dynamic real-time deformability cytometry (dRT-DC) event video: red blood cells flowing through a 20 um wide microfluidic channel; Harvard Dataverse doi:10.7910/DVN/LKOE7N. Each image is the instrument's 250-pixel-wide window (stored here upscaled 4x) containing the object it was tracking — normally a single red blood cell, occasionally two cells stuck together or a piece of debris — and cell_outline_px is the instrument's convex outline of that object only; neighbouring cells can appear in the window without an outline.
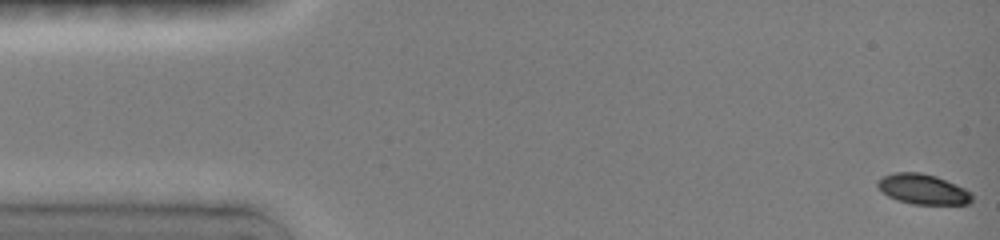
{"species": "common noctule bat (a hibernating species)", "species_latin": "Nyctalus noctula", "temperature_condition": "room temperature", "stored_images_in_passage": 6, "camera_frame_rate_fps": 3000, "um_per_image_px": 0.085, "animal": {"sex": "female", "body_mass_g": 19.0, "forearm_length_mm": 51.5}, "frame": {"image": 1, "passage_image": 1, "time_ms": 0.0, "image_size_px": [1000, 240], "cell_outline_px": [[972, 200], [968, 204], [912, 204], [896, 200], [888, 196], [876, 184], [876, 180], [884, 176], [896, 172], [920, 172], [936, 176], [956, 184], [972, 192]], "centroid_in_image_um": [78.45, 16.08], "position_along_channel_um": 6.5, "area_um2": 16.59}}
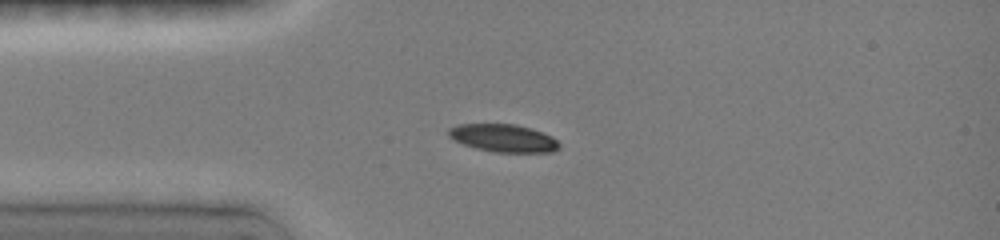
{"frame": {"image": 2, "passage_image": 5, "time_ms": 3.667, "image_size_px": [1000, 240], "cell_outline_px": [[560, 148], [552, 152], [492, 152], [476, 148], [464, 144], [448, 136], [448, 128], [456, 124], [516, 124], [532, 128], [552, 136], [560, 144]], "centroid_in_image_um": [42.8, 11.73], "position_along_channel_um": 42.2, "area_um2": 17.98}}